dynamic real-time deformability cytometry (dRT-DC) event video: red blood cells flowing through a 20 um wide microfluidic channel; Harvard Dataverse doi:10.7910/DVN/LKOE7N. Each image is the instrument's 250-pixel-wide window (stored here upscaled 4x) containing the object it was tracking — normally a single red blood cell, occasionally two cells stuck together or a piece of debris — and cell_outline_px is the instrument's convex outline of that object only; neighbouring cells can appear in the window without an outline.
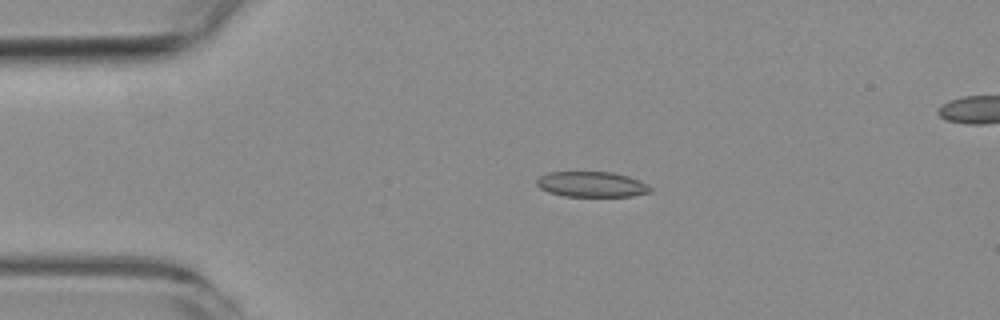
{"species": "common noctule bat (a hibernating species)", "species_latin": "Nyctalus noctula", "temperature_condition": "room temperature", "stored_images_in_passage": 5, "segment_of_instrument_passage": [1, 2], "camera_frame_rate_fps": 3000, "um_per_image_px": 0.085, "animal": {"sex": "female", "body_mass_g": 19.3, "forearm_length_mm": 54.1}, "frame": {"image": 1, "passage_image": 3, "time_ms": 2.333, "image_size_px": [1000, 320], "cell_outline_px": [[652, 192], [632, 196], [564, 196], [548, 192], [540, 188], [536, 184], [536, 180], [540, 176], [548, 172], [612, 172], [628, 176], [640, 180], [648, 184], [652, 188]], "centroid_in_image_um": [50.31, 15.67], "position_along_channel_um": 34.7, "area_um2": 16.94}}